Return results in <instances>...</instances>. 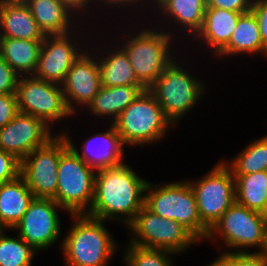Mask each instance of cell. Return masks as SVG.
<instances>
[{
	"label": "cell",
	"mask_w": 267,
	"mask_h": 266,
	"mask_svg": "<svg viewBox=\"0 0 267 266\" xmlns=\"http://www.w3.org/2000/svg\"><path fill=\"white\" fill-rule=\"evenodd\" d=\"M147 182L122 163L116 167L99 169L95 174L94 200L86 215L105 220L115 214H126L130 224L144 206ZM120 213V214H119ZM131 216V217H130Z\"/></svg>",
	"instance_id": "cell-1"
},
{
	"label": "cell",
	"mask_w": 267,
	"mask_h": 266,
	"mask_svg": "<svg viewBox=\"0 0 267 266\" xmlns=\"http://www.w3.org/2000/svg\"><path fill=\"white\" fill-rule=\"evenodd\" d=\"M72 216L77 220L62 246L67 266H105L116 245L104 221L84 213Z\"/></svg>",
	"instance_id": "cell-2"
},
{
	"label": "cell",
	"mask_w": 267,
	"mask_h": 266,
	"mask_svg": "<svg viewBox=\"0 0 267 266\" xmlns=\"http://www.w3.org/2000/svg\"><path fill=\"white\" fill-rule=\"evenodd\" d=\"M152 187L148 182L145 188V191H151L144 195V206L148 210L181 223L199 240L208 237L209 229L200 219L195 194L189 182L171 183L155 190Z\"/></svg>",
	"instance_id": "cell-3"
},
{
	"label": "cell",
	"mask_w": 267,
	"mask_h": 266,
	"mask_svg": "<svg viewBox=\"0 0 267 266\" xmlns=\"http://www.w3.org/2000/svg\"><path fill=\"white\" fill-rule=\"evenodd\" d=\"M125 144H146L164 136L171 122L154 95L146 89L112 123Z\"/></svg>",
	"instance_id": "cell-4"
},
{
	"label": "cell",
	"mask_w": 267,
	"mask_h": 266,
	"mask_svg": "<svg viewBox=\"0 0 267 266\" xmlns=\"http://www.w3.org/2000/svg\"><path fill=\"white\" fill-rule=\"evenodd\" d=\"M95 169L87 165L70 147L60 156L56 196L53 198L71 214H82L94 200Z\"/></svg>",
	"instance_id": "cell-5"
},
{
	"label": "cell",
	"mask_w": 267,
	"mask_h": 266,
	"mask_svg": "<svg viewBox=\"0 0 267 266\" xmlns=\"http://www.w3.org/2000/svg\"><path fill=\"white\" fill-rule=\"evenodd\" d=\"M182 70L174 60L148 88L163 109L166 118L173 123L196 104L203 85Z\"/></svg>",
	"instance_id": "cell-6"
},
{
	"label": "cell",
	"mask_w": 267,
	"mask_h": 266,
	"mask_svg": "<svg viewBox=\"0 0 267 266\" xmlns=\"http://www.w3.org/2000/svg\"><path fill=\"white\" fill-rule=\"evenodd\" d=\"M137 235L131 244L151 249H164L173 253L182 252L189 244L199 239L184 225L152 213L145 206L128 225Z\"/></svg>",
	"instance_id": "cell-7"
},
{
	"label": "cell",
	"mask_w": 267,
	"mask_h": 266,
	"mask_svg": "<svg viewBox=\"0 0 267 266\" xmlns=\"http://www.w3.org/2000/svg\"><path fill=\"white\" fill-rule=\"evenodd\" d=\"M68 147L67 139L62 134L35 148L21 161L20 176L35 198L53 199L56 196L58 163L61 154Z\"/></svg>",
	"instance_id": "cell-8"
},
{
	"label": "cell",
	"mask_w": 267,
	"mask_h": 266,
	"mask_svg": "<svg viewBox=\"0 0 267 266\" xmlns=\"http://www.w3.org/2000/svg\"><path fill=\"white\" fill-rule=\"evenodd\" d=\"M171 36L147 30L130 39L122 48L138 81L148 89L172 62L169 55ZM170 42V43H169Z\"/></svg>",
	"instance_id": "cell-9"
},
{
	"label": "cell",
	"mask_w": 267,
	"mask_h": 266,
	"mask_svg": "<svg viewBox=\"0 0 267 266\" xmlns=\"http://www.w3.org/2000/svg\"><path fill=\"white\" fill-rule=\"evenodd\" d=\"M202 223L210 230L236 201L232 170L220 163L196 184L190 183Z\"/></svg>",
	"instance_id": "cell-10"
},
{
	"label": "cell",
	"mask_w": 267,
	"mask_h": 266,
	"mask_svg": "<svg viewBox=\"0 0 267 266\" xmlns=\"http://www.w3.org/2000/svg\"><path fill=\"white\" fill-rule=\"evenodd\" d=\"M266 227V215L250 210L235 201L212 226L207 238H212L214 233L221 234L229 247L248 248L257 245L262 250Z\"/></svg>",
	"instance_id": "cell-11"
},
{
	"label": "cell",
	"mask_w": 267,
	"mask_h": 266,
	"mask_svg": "<svg viewBox=\"0 0 267 266\" xmlns=\"http://www.w3.org/2000/svg\"><path fill=\"white\" fill-rule=\"evenodd\" d=\"M58 84L36 77L19 79L16 97L19 112L42 119L47 125L72 114Z\"/></svg>",
	"instance_id": "cell-12"
},
{
	"label": "cell",
	"mask_w": 267,
	"mask_h": 266,
	"mask_svg": "<svg viewBox=\"0 0 267 266\" xmlns=\"http://www.w3.org/2000/svg\"><path fill=\"white\" fill-rule=\"evenodd\" d=\"M56 207L61 206L51 198H34L20 222L14 227L20 236L36 251L53 244L60 235V222Z\"/></svg>",
	"instance_id": "cell-13"
},
{
	"label": "cell",
	"mask_w": 267,
	"mask_h": 266,
	"mask_svg": "<svg viewBox=\"0 0 267 266\" xmlns=\"http://www.w3.org/2000/svg\"><path fill=\"white\" fill-rule=\"evenodd\" d=\"M48 127L42 119L19 112L0 129V149L22 161L53 138Z\"/></svg>",
	"instance_id": "cell-14"
},
{
	"label": "cell",
	"mask_w": 267,
	"mask_h": 266,
	"mask_svg": "<svg viewBox=\"0 0 267 266\" xmlns=\"http://www.w3.org/2000/svg\"><path fill=\"white\" fill-rule=\"evenodd\" d=\"M67 36V34L45 36L34 77L62 85L67 72L80 56L76 46L71 44Z\"/></svg>",
	"instance_id": "cell-15"
},
{
	"label": "cell",
	"mask_w": 267,
	"mask_h": 266,
	"mask_svg": "<svg viewBox=\"0 0 267 266\" xmlns=\"http://www.w3.org/2000/svg\"><path fill=\"white\" fill-rule=\"evenodd\" d=\"M63 93L67 107L71 113L74 108L71 99L82 105H89L101 88L100 68L97 61L87 53L80 54L73 63L63 81Z\"/></svg>",
	"instance_id": "cell-16"
},
{
	"label": "cell",
	"mask_w": 267,
	"mask_h": 266,
	"mask_svg": "<svg viewBox=\"0 0 267 266\" xmlns=\"http://www.w3.org/2000/svg\"><path fill=\"white\" fill-rule=\"evenodd\" d=\"M67 139L69 147L90 167L94 169H102V168H109V167H116L122 164L121 159L123 155V141L119 134L117 133L114 125L112 124L111 128L109 131L105 133H99L94 136H92L87 142L84 144V149H83V156L79 154L73 143L69 140L67 135H64ZM100 137L102 140V143L100 145L97 144L95 145V149L97 151L93 150V144L91 143L92 140H98L97 138ZM97 143V142H96ZM92 144L91 146H89ZM90 147L92 149H90ZM93 150V151H92ZM92 151V153H90ZM94 153V155H93Z\"/></svg>",
	"instance_id": "cell-17"
},
{
	"label": "cell",
	"mask_w": 267,
	"mask_h": 266,
	"mask_svg": "<svg viewBox=\"0 0 267 266\" xmlns=\"http://www.w3.org/2000/svg\"><path fill=\"white\" fill-rule=\"evenodd\" d=\"M35 196L25 180L17 179L0 185V226L14 228L22 219Z\"/></svg>",
	"instance_id": "cell-18"
},
{
	"label": "cell",
	"mask_w": 267,
	"mask_h": 266,
	"mask_svg": "<svg viewBox=\"0 0 267 266\" xmlns=\"http://www.w3.org/2000/svg\"><path fill=\"white\" fill-rule=\"evenodd\" d=\"M0 28L4 38L44 40L46 36L27 4L0 5Z\"/></svg>",
	"instance_id": "cell-19"
},
{
	"label": "cell",
	"mask_w": 267,
	"mask_h": 266,
	"mask_svg": "<svg viewBox=\"0 0 267 266\" xmlns=\"http://www.w3.org/2000/svg\"><path fill=\"white\" fill-rule=\"evenodd\" d=\"M243 13L232 12L221 8L206 7L204 22L197 37L204 38L219 53L230 41Z\"/></svg>",
	"instance_id": "cell-20"
},
{
	"label": "cell",
	"mask_w": 267,
	"mask_h": 266,
	"mask_svg": "<svg viewBox=\"0 0 267 266\" xmlns=\"http://www.w3.org/2000/svg\"><path fill=\"white\" fill-rule=\"evenodd\" d=\"M42 42L43 40L0 37V56L19 75L23 72L35 73Z\"/></svg>",
	"instance_id": "cell-21"
},
{
	"label": "cell",
	"mask_w": 267,
	"mask_h": 266,
	"mask_svg": "<svg viewBox=\"0 0 267 266\" xmlns=\"http://www.w3.org/2000/svg\"><path fill=\"white\" fill-rule=\"evenodd\" d=\"M144 86H101L99 92L89 103L90 110L97 115H114L113 122L118 116L145 91Z\"/></svg>",
	"instance_id": "cell-22"
},
{
	"label": "cell",
	"mask_w": 267,
	"mask_h": 266,
	"mask_svg": "<svg viewBox=\"0 0 267 266\" xmlns=\"http://www.w3.org/2000/svg\"><path fill=\"white\" fill-rule=\"evenodd\" d=\"M233 175L236 202L267 216V171Z\"/></svg>",
	"instance_id": "cell-23"
},
{
	"label": "cell",
	"mask_w": 267,
	"mask_h": 266,
	"mask_svg": "<svg viewBox=\"0 0 267 266\" xmlns=\"http://www.w3.org/2000/svg\"><path fill=\"white\" fill-rule=\"evenodd\" d=\"M45 35L67 34L71 9L59 0H28L26 3Z\"/></svg>",
	"instance_id": "cell-24"
},
{
	"label": "cell",
	"mask_w": 267,
	"mask_h": 266,
	"mask_svg": "<svg viewBox=\"0 0 267 266\" xmlns=\"http://www.w3.org/2000/svg\"><path fill=\"white\" fill-rule=\"evenodd\" d=\"M244 52H261L267 56V50L263 47L258 22L252 11L239 17L229 43L218 54L227 55Z\"/></svg>",
	"instance_id": "cell-25"
},
{
	"label": "cell",
	"mask_w": 267,
	"mask_h": 266,
	"mask_svg": "<svg viewBox=\"0 0 267 266\" xmlns=\"http://www.w3.org/2000/svg\"><path fill=\"white\" fill-rule=\"evenodd\" d=\"M112 55L99 61L101 85L115 86H143L135 76L128 56L123 49L111 53Z\"/></svg>",
	"instance_id": "cell-26"
},
{
	"label": "cell",
	"mask_w": 267,
	"mask_h": 266,
	"mask_svg": "<svg viewBox=\"0 0 267 266\" xmlns=\"http://www.w3.org/2000/svg\"><path fill=\"white\" fill-rule=\"evenodd\" d=\"M159 7L197 34L204 22L207 0H166Z\"/></svg>",
	"instance_id": "cell-27"
},
{
	"label": "cell",
	"mask_w": 267,
	"mask_h": 266,
	"mask_svg": "<svg viewBox=\"0 0 267 266\" xmlns=\"http://www.w3.org/2000/svg\"><path fill=\"white\" fill-rule=\"evenodd\" d=\"M228 167L233 174L267 171V135L251 143Z\"/></svg>",
	"instance_id": "cell-28"
},
{
	"label": "cell",
	"mask_w": 267,
	"mask_h": 266,
	"mask_svg": "<svg viewBox=\"0 0 267 266\" xmlns=\"http://www.w3.org/2000/svg\"><path fill=\"white\" fill-rule=\"evenodd\" d=\"M0 231V266H31L35 249L20 236L6 237Z\"/></svg>",
	"instance_id": "cell-29"
},
{
	"label": "cell",
	"mask_w": 267,
	"mask_h": 266,
	"mask_svg": "<svg viewBox=\"0 0 267 266\" xmlns=\"http://www.w3.org/2000/svg\"><path fill=\"white\" fill-rule=\"evenodd\" d=\"M127 250L125 260L129 266H170L171 264L167 255L173 252L168 250L139 247L134 244H131Z\"/></svg>",
	"instance_id": "cell-30"
},
{
	"label": "cell",
	"mask_w": 267,
	"mask_h": 266,
	"mask_svg": "<svg viewBox=\"0 0 267 266\" xmlns=\"http://www.w3.org/2000/svg\"><path fill=\"white\" fill-rule=\"evenodd\" d=\"M20 171L21 161L0 149V185L17 179Z\"/></svg>",
	"instance_id": "cell-31"
},
{
	"label": "cell",
	"mask_w": 267,
	"mask_h": 266,
	"mask_svg": "<svg viewBox=\"0 0 267 266\" xmlns=\"http://www.w3.org/2000/svg\"><path fill=\"white\" fill-rule=\"evenodd\" d=\"M18 73L0 56V94L16 93Z\"/></svg>",
	"instance_id": "cell-32"
},
{
	"label": "cell",
	"mask_w": 267,
	"mask_h": 266,
	"mask_svg": "<svg viewBox=\"0 0 267 266\" xmlns=\"http://www.w3.org/2000/svg\"><path fill=\"white\" fill-rule=\"evenodd\" d=\"M18 113L16 93L0 94V129Z\"/></svg>",
	"instance_id": "cell-33"
},
{
	"label": "cell",
	"mask_w": 267,
	"mask_h": 266,
	"mask_svg": "<svg viewBox=\"0 0 267 266\" xmlns=\"http://www.w3.org/2000/svg\"><path fill=\"white\" fill-rule=\"evenodd\" d=\"M253 2L251 0H207V7L221 8L232 12H251Z\"/></svg>",
	"instance_id": "cell-34"
},
{
	"label": "cell",
	"mask_w": 267,
	"mask_h": 266,
	"mask_svg": "<svg viewBox=\"0 0 267 266\" xmlns=\"http://www.w3.org/2000/svg\"><path fill=\"white\" fill-rule=\"evenodd\" d=\"M251 11L256 16L263 47L267 50V0H254Z\"/></svg>",
	"instance_id": "cell-35"
},
{
	"label": "cell",
	"mask_w": 267,
	"mask_h": 266,
	"mask_svg": "<svg viewBox=\"0 0 267 266\" xmlns=\"http://www.w3.org/2000/svg\"><path fill=\"white\" fill-rule=\"evenodd\" d=\"M237 266H267V259L260 253L237 251Z\"/></svg>",
	"instance_id": "cell-36"
},
{
	"label": "cell",
	"mask_w": 267,
	"mask_h": 266,
	"mask_svg": "<svg viewBox=\"0 0 267 266\" xmlns=\"http://www.w3.org/2000/svg\"><path fill=\"white\" fill-rule=\"evenodd\" d=\"M210 266H237V252L224 253Z\"/></svg>",
	"instance_id": "cell-37"
},
{
	"label": "cell",
	"mask_w": 267,
	"mask_h": 266,
	"mask_svg": "<svg viewBox=\"0 0 267 266\" xmlns=\"http://www.w3.org/2000/svg\"><path fill=\"white\" fill-rule=\"evenodd\" d=\"M67 5L71 10H77L79 8L85 7V5L90 2L89 0H59Z\"/></svg>",
	"instance_id": "cell-38"
},
{
	"label": "cell",
	"mask_w": 267,
	"mask_h": 266,
	"mask_svg": "<svg viewBox=\"0 0 267 266\" xmlns=\"http://www.w3.org/2000/svg\"><path fill=\"white\" fill-rule=\"evenodd\" d=\"M28 0H0V5L7 4H26Z\"/></svg>",
	"instance_id": "cell-39"
},
{
	"label": "cell",
	"mask_w": 267,
	"mask_h": 266,
	"mask_svg": "<svg viewBox=\"0 0 267 266\" xmlns=\"http://www.w3.org/2000/svg\"><path fill=\"white\" fill-rule=\"evenodd\" d=\"M267 259V227L265 232V243L263 249L259 251Z\"/></svg>",
	"instance_id": "cell-40"
},
{
	"label": "cell",
	"mask_w": 267,
	"mask_h": 266,
	"mask_svg": "<svg viewBox=\"0 0 267 266\" xmlns=\"http://www.w3.org/2000/svg\"><path fill=\"white\" fill-rule=\"evenodd\" d=\"M103 1H104V0H103ZM106 1H107V2L109 1V3H111V4L113 3V4H118V5H119V2H120V4H121V3L126 4L127 2L130 4V2L133 3L134 1H135V2L137 1V2H138V0H106Z\"/></svg>",
	"instance_id": "cell-41"
},
{
	"label": "cell",
	"mask_w": 267,
	"mask_h": 266,
	"mask_svg": "<svg viewBox=\"0 0 267 266\" xmlns=\"http://www.w3.org/2000/svg\"><path fill=\"white\" fill-rule=\"evenodd\" d=\"M156 2H157V4H158V7L164 2V1H166V0H155Z\"/></svg>",
	"instance_id": "cell-42"
}]
</instances>
